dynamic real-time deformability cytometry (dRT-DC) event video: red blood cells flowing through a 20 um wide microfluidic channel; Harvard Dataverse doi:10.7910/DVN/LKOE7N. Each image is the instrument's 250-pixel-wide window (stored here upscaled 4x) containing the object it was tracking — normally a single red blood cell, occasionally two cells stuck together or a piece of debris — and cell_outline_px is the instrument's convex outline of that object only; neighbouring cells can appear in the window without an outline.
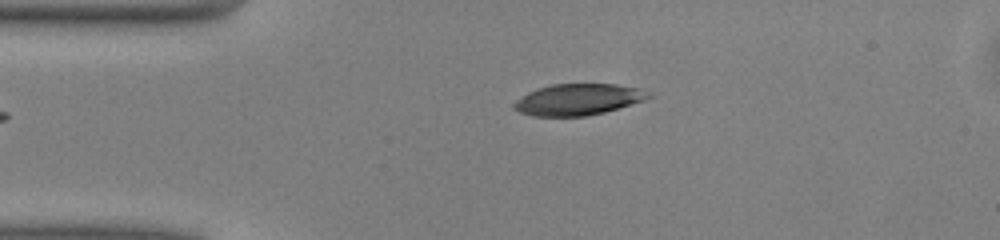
{"species": "common noctule bat (a hibernating species)", "species_latin": "Nyctalus noctula", "temperature_condition": "warm", "stored_images_in_passage": 40, "camera_frame_rate_fps": 3000, "um_per_image_px": 0.085, "animal": {"sex": "male", "body_mass_g": 13.0, "forearm_length_mm": 53.1}, "frame": {"image": 1, "passage_image": 1, "time_ms": 0.0, "image_size_px": [1000, 240], "cell_outline_px": [[656, 96], [644, 100], [604, 112], [588, 116], [532, 116], [520, 112], [512, 108], [512, 104], [516, 100], [528, 92], [536, 88], [552, 84], [616, 84], [640, 88]], "centroid_in_image_um": [49.13, 8.45], "position_along_channel_um": 35.9, "area_um2": 24.68}}
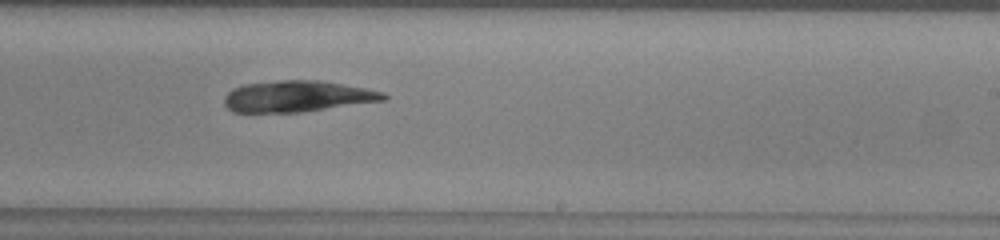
{"frame": {"image": 2, "passage_image": 20, "time_ms": 6.333, "image_size_px": [1000, 240], "cell_outline_px": [[388, 100], [300, 112], [232, 112], [224, 104], [224, 96], [232, 88], [244, 84], [280, 80], [320, 80], [364, 88], [384, 92], [388, 96]], "centroid_in_image_um": [25.27, 8.19], "position_along_channel_um": 263.7, "area_um2": 29.02}}
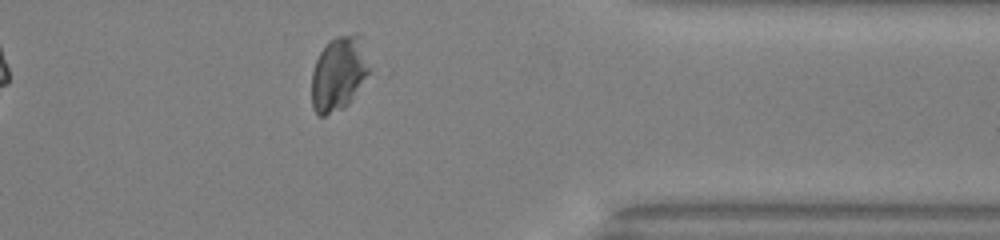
{"frame": {"image": 3, "passage_image": 30, "time_ms": 9.667, "image_size_px": [1000, 240], "cell_outline_px": [[372, 72], [348, 104], [344, 108], [324, 116], [320, 116], [312, 108], [312, 72], [316, 60], [320, 52], [328, 40], [336, 36], [356, 32], [364, 36], [372, 68]], "centroid_in_image_um": [28.87, 6.18], "position_along_channel_um": 382.5, "area_um2": 26.07}, "authors_computed_cell_mechanics": {"area_um2": 28.4954, "velocity_mm_per_s": 4.0671, "shape_relaxation_time_tau1_ms": 2.6616, "shape_relaxation_time_tau2_ms": 10.724, "deformation_change_tau1": 0.0592, "deformation_change_tau2": 0.1697}}